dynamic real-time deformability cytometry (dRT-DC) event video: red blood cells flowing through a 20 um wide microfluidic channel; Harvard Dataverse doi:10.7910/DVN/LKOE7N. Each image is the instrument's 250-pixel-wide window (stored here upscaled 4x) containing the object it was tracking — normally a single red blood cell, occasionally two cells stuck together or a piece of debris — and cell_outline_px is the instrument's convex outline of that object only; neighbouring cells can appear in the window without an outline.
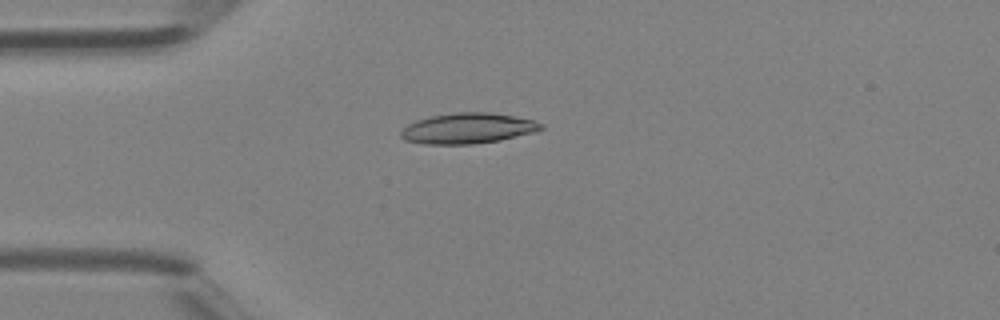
{"species": "Egyptian fruit bat (a non-hibernating species)", "species_latin": "Rousettus aegyptiacus", "temperature_condition": "room temperature", "stored_images_in_passage": 43, "camera_frame_rate_fps": 3000, "um_per_image_px": 0.085, "animal": {"sex": "female"}, "frame": {"image": 1, "passage_image": 11, "time_ms": 3.333, "image_size_px": [1000, 320], "cell_outline_px": [[544, 128], [532, 132], [500, 140], [472, 144], [424, 144], [404, 140], [400, 136], [400, 132], [408, 124], [416, 120], [432, 116], [456, 112], [492, 112], [532, 120], [544, 124]], "centroid_in_image_um": [39.73, 10.91], "position_along_channel_um": 45.3, "area_um2": 24.8}}
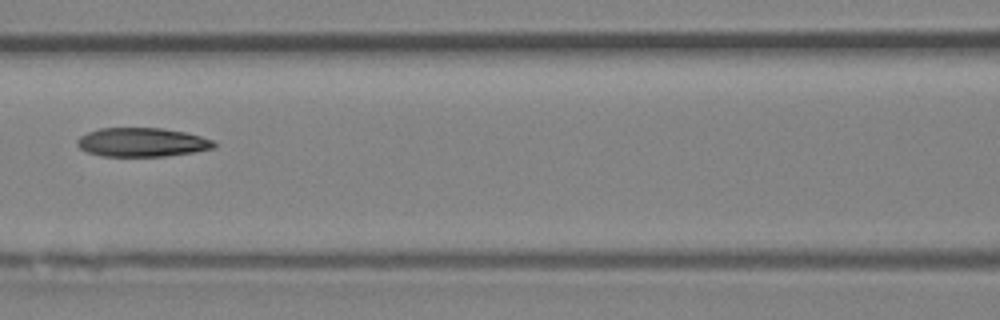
{"frame": {"image": 2, "passage_image": 19, "time_ms": 6.0, "image_size_px": [1000, 320], "cell_outline_px": [[216, 148], [192, 152], [164, 156], [104, 156], [88, 152], [80, 148], [76, 144], [76, 140], [80, 136], [88, 132], [100, 128], [160, 128], [184, 132], [200, 136], [212, 140], [216, 144]], "centroid_in_image_um": [12.06, 12.09], "position_along_channel_um": 154.5, "area_um2": 22.89}}
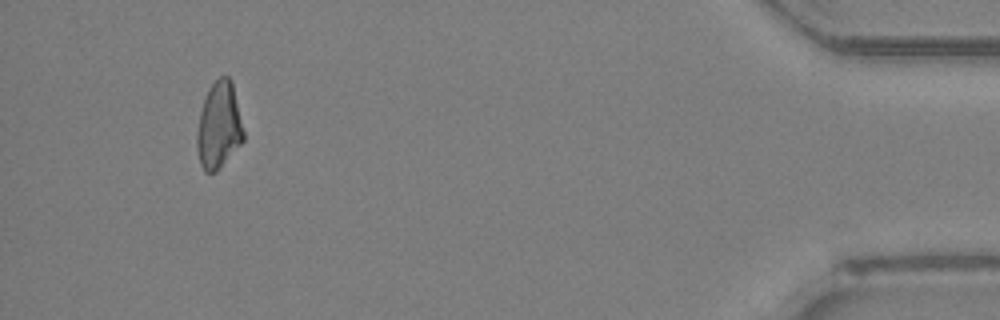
{"frame": {"image": 3, "passage_image": 40, "time_ms": 13.0, "image_size_px": [1000, 320], "cell_outline_px": [[244, 140], [220, 168], [216, 172], [204, 172], [200, 164], [196, 144], [196, 136], [200, 112], [208, 88], [220, 76], [228, 76], [232, 80], [244, 132]], "centroid_in_image_um": [18.6, 10.68], "position_along_channel_um": 416.6, "area_um2": 23.52}}